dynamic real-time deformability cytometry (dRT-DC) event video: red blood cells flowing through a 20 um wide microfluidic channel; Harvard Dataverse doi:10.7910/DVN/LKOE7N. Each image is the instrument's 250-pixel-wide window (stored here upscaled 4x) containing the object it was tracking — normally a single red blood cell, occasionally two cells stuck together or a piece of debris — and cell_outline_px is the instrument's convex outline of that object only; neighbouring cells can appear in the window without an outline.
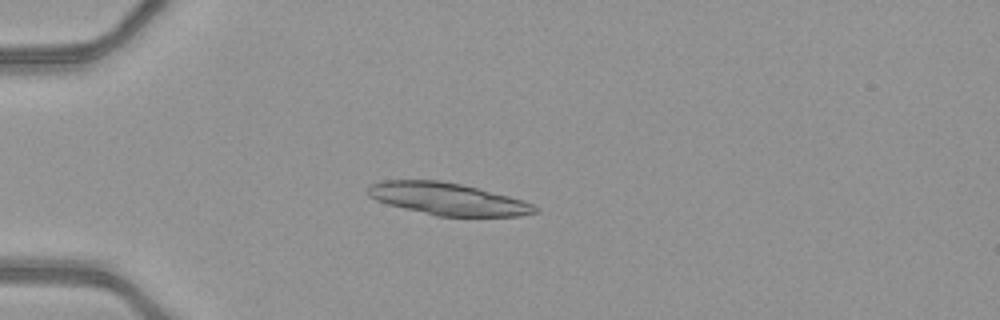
{"species": "common noctule bat (a hibernating species)", "species_latin": "Nyctalus noctula", "temperature_condition": "warm", "stored_images_in_passage": 50, "camera_frame_rate_fps": 3000, "um_per_image_px": 0.085, "animal": {"sex": "female", "body_mass_g": 21.9}, "frame": {"image": 1, "passage_image": 14, "time_ms": 4.333, "image_size_px": [1000, 320], "cell_outline_px": [[540, 212], [520, 216], [436, 216], [388, 204], [376, 200], [368, 196], [368, 184], [384, 180], [440, 180], [460, 184], [524, 200], [540, 208]], "centroid_in_image_um": [38.06, 16.91], "position_along_channel_um": 46.9, "area_um2": 31.27}}